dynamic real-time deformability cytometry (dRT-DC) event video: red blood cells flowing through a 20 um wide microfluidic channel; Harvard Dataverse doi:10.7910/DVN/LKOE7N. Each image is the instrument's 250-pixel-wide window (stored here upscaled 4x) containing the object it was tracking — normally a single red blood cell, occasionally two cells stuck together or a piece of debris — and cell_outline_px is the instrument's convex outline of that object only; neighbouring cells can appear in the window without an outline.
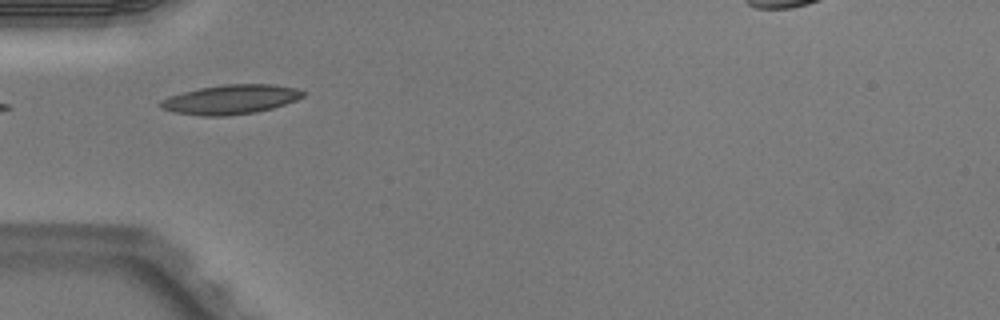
{"species": "Egyptian fruit bat (a non-hibernating species)", "species_latin": "Rousettus aegyptiacus", "temperature_condition": "warm", "stored_images_in_passage": 8, "camera_frame_rate_fps": 3000, "um_per_image_px": 0.085, "animal": {"sex": "male"}, "frame": {"image": 1, "passage_image": 7, "time_ms": 2.0, "image_size_px": [1000, 320], "cell_outline_px": [[304, 96], [296, 100], [272, 108], [256, 112], [228, 116], [200, 116], [172, 112], [160, 108], [156, 104], [160, 100], [168, 96], [200, 88], [224, 84], [272, 84], [296, 88], [304, 92]], "centroid_in_image_um": [19.55, 8.46], "position_along_channel_um": 65.5, "area_um2": 24.57}}